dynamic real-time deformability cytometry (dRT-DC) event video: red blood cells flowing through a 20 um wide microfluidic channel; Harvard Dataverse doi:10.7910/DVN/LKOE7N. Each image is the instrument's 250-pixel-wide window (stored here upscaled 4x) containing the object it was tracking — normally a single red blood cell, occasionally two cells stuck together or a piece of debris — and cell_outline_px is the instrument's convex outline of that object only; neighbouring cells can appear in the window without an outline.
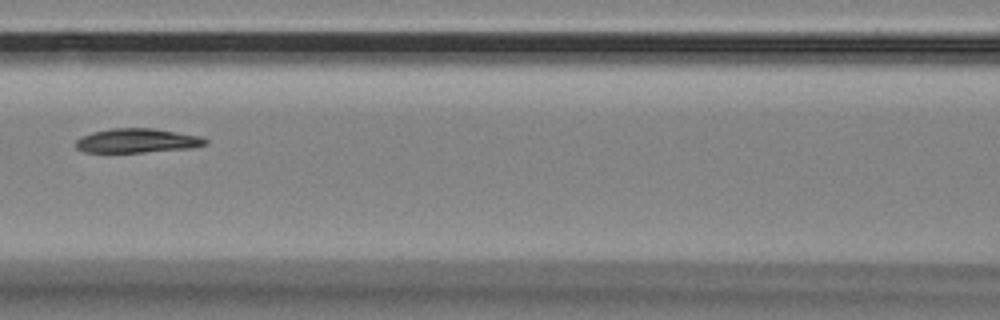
{"species": "Egyptian fruit bat (a non-hibernating species)", "species_latin": "Rousettus aegyptiacus", "temperature_condition": "room temperature", "stored_images_in_passage": 7, "camera_frame_rate_fps": 3000, "um_per_image_px": 0.085, "animal": {"sex": "female"}, "frame": {"image": 1, "passage_image": 7, "time_ms": 2.0, "image_size_px": [1000, 320], "cell_outline_px": [[208, 144], [192, 148], [144, 152], [84, 152], [76, 148], [76, 140], [92, 132], [112, 128], [152, 128], [200, 136], [208, 140]], "centroid_in_image_um": [11.68, 11.96], "position_along_channel_um": 154.9, "area_um2": 18.21}}